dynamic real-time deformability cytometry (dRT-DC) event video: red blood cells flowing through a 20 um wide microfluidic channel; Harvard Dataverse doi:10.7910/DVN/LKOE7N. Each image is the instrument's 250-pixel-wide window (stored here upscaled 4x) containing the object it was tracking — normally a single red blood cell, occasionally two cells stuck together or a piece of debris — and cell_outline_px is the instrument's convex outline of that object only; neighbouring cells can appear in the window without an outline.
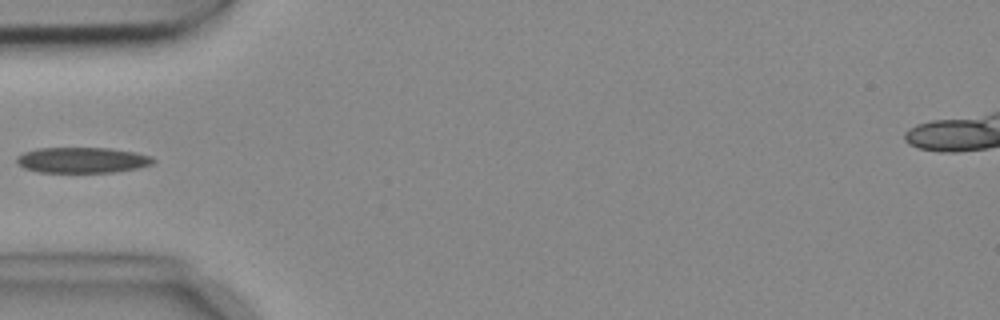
{"species": "common noctule bat (a hibernating species)", "species_latin": "Nyctalus noctula", "temperature_condition": "cold", "stored_images_in_passage": 4, "camera_frame_rate_fps": 3000, "um_per_image_px": 0.085, "animal": {"sex": "female", "body_mass_g": 18.4}, "frame": {"image": 1, "passage_image": 4, "time_ms": 1.0, "image_size_px": [1000, 320], "cell_outline_px": [[156, 160], [152, 164], [136, 168], [112, 172], [40, 172], [24, 168], [16, 160], [16, 156], [24, 152], [40, 148], [112, 148], [136, 152], [152, 156]], "centroid_in_image_um": [7.02, 13.6], "position_along_channel_um": 78.0, "area_um2": 20.35}}